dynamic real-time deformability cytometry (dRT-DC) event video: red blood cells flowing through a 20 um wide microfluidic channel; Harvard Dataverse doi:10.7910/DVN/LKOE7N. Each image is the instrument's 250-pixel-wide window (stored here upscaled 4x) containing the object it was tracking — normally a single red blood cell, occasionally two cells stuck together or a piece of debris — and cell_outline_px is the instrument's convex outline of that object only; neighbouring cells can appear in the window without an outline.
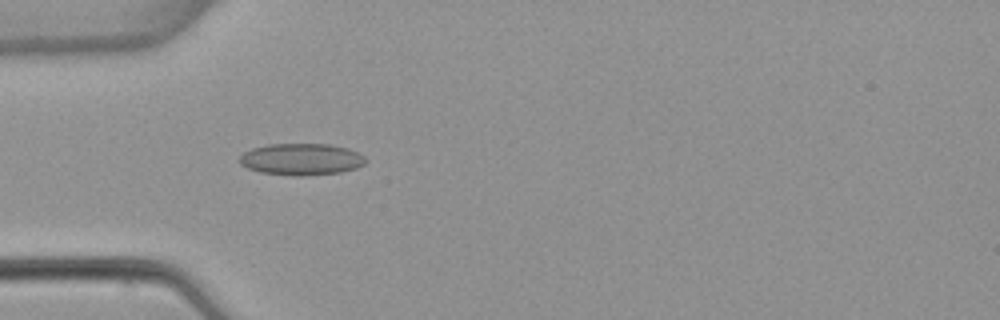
{"species": "common noctule bat (a hibernating species)", "species_latin": "Nyctalus noctula", "temperature_condition": "warm", "stored_images_in_passage": 1, "camera_frame_rate_fps": 3000, "um_per_image_px": 0.085, "animal": {"sex": "female", "body_mass_g": 22.7, "forearm_length_mm": 54.2}, "frame": {"image": 1, "passage_image": 1, "time_ms": 0.0, "image_size_px": [1000, 320], "cell_outline_px": [[368, 160], [364, 164], [356, 168], [340, 172], [300, 176], [292, 176], [260, 172], [248, 168], [240, 164], [240, 156], [244, 152], [252, 148], [268, 144], [332, 144], [348, 148], [364, 156]], "centroid_in_image_um": [25.62, 13.53], "position_along_channel_um": 59.4, "area_um2": 23.35}}